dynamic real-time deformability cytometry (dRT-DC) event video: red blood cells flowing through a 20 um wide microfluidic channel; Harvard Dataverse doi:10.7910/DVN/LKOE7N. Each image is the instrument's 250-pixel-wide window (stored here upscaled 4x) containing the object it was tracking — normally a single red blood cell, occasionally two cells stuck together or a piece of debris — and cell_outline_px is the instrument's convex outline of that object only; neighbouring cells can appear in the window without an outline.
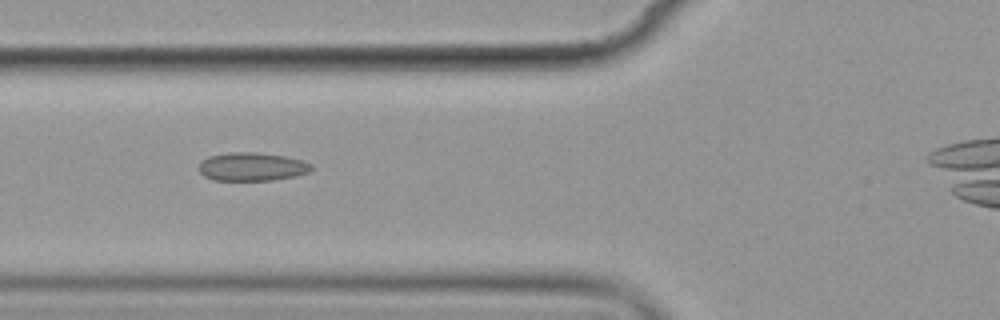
{"species": "common noctule bat (a hibernating species)", "species_latin": "Nyctalus noctula", "temperature_condition": "cold", "stored_images_in_passage": 3, "camera_frame_rate_fps": 3000, "um_per_image_px": 0.085, "animal": {"sex": "female", "body_mass_g": 19.9}, "frame": {"image": 1, "passage_image": 2, "time_ms": 1.333, "image_size_px": [1000, 320], "cell_outline_px": [[312, 168], [308, 172], [296, 176], [272, 180], [212, 180], [204, 176], [200, 172], [200, 160], [208, 156], [232, 152], [256, 152], [284, 156], [300, 160], [312, 164]], "centroid_in_image_um": [21.39, 14.17], "position_along_channel_um": 104.4, "area_um2": 18.55}}
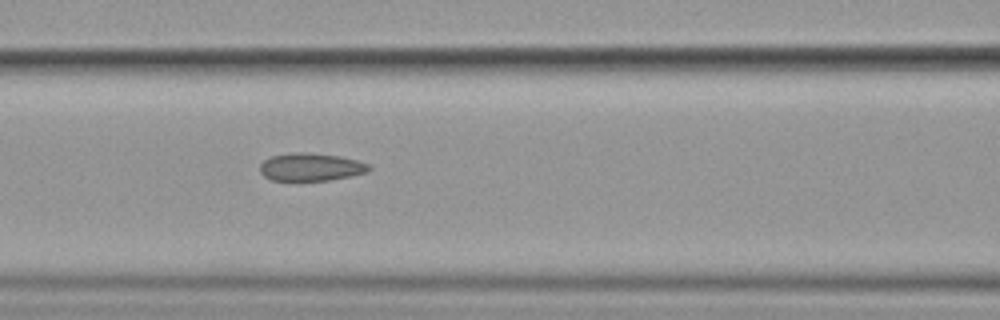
{"frame": {"image": 2, "passage_image": 3, "time_ms": 2.333, "image_size_px": [1000, 320], "cell_outline_px": [[372, 168], [368, 172], [352, 176], [328, 180], [272, 180], [264, 176], [260, 172], [260, 164], [264, 160], [272, 156], [296, 152], [304, 152], [340, 156], [356, 160], [368, 164]], "centroid_in_image_um": [26.44, 14.19], "position_along_channel_um": 140.2, "area_um2": 17.57}}